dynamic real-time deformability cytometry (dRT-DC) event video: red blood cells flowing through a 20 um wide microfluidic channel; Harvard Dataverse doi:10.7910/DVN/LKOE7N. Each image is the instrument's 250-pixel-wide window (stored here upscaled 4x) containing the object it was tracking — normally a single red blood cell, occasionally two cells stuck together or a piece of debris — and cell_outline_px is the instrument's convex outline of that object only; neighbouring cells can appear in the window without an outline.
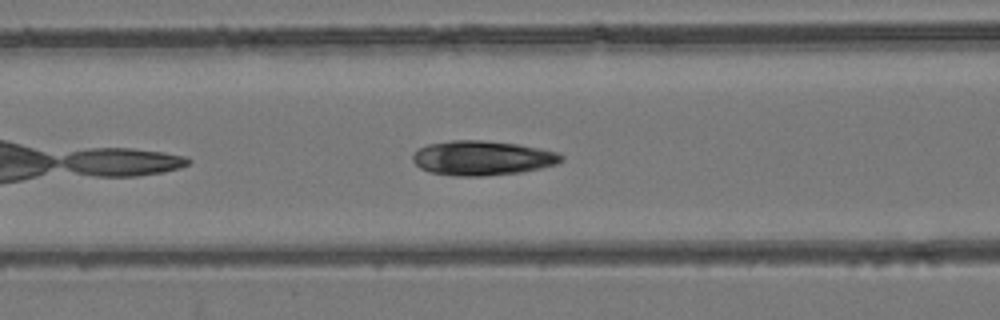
{"species": "common noctule bat (a hibernating species)", "species_latin": "Nyctalus noctula", "temperature_condition": "room temperature", "stored_images_in_passage": 39, "camera_frame_rate_fps": 3000, "um_per_image_px": 0.085, "animal": {"sex": "female", "body_mass_g": 24.6, "forearm_length_mm": 56.2}, "frame": {"image": 1, "passage_image": 7, "time_ms": 2.0, "image_size_px": [1000, 320], "cell_outline_px": [[564, 160], [556, 164], [540, 168], [520, 172], [484, 176], [456, 176], [428, 172], [420, 168], [412, 160], [412, 156], [420, 148], [428, 144], [452, 140], [480, 140], [516, 144], [540, 148], [560, 152], [564, 156]], "centroid_in_image_um": [41.01, 13.43], "position_along_channel_um": 125.6, "area_um2": 29.94}}
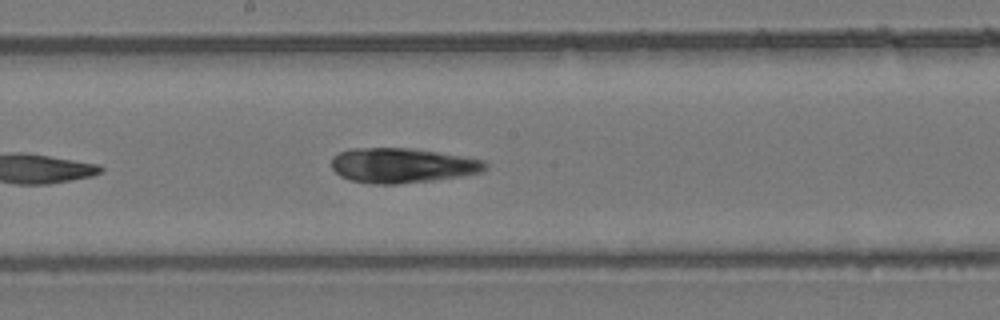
{"frame": {"image": 2, "passage_image": 14, "time_ms": 4.333, "image_size_px": [1000, 320], "cell_outline_px": [[488, 168], [484, 172], [464, 176], [432, 180], [396, 184], [372, 184], [348, 180], [340, 176], [332, 168], [332, 156], [340, 152], [352, 148], [412, 148], [484, 160], [488, 164]], "centroid_in_image_um": [34.2, 14.07], "position_along_channel_um": 214.0, "area_um2": 31.39}}
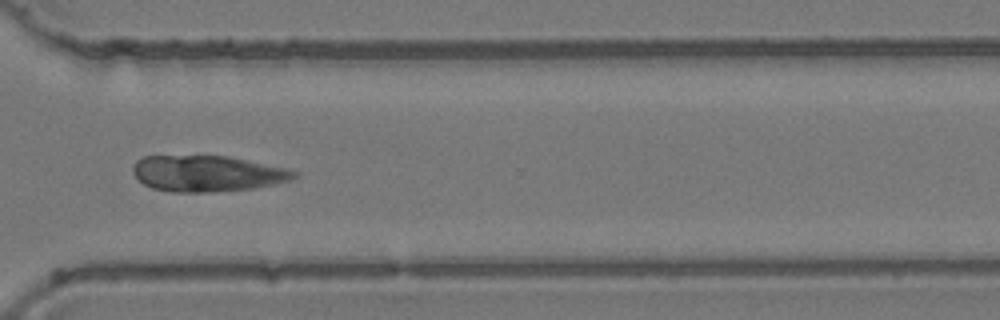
{"frame": {"image": 3, "passage_image": 25, "time_ms": 8.0, "image_size_px": [1000, 320], "cell_outline_px": [[300, 172], [296, 176], [288, 180], [272, 184], [252, 188], [208, 192], [172, 192], [152, 188], [144, 184], [132, 172], [132, 168], [136, 160], [144, 156], [228, 156], [284, 168]], "centroid_in_image_um": [17.57, 14.74], "position_along_channel_um": 353.0, "area_um2": 33.47}}